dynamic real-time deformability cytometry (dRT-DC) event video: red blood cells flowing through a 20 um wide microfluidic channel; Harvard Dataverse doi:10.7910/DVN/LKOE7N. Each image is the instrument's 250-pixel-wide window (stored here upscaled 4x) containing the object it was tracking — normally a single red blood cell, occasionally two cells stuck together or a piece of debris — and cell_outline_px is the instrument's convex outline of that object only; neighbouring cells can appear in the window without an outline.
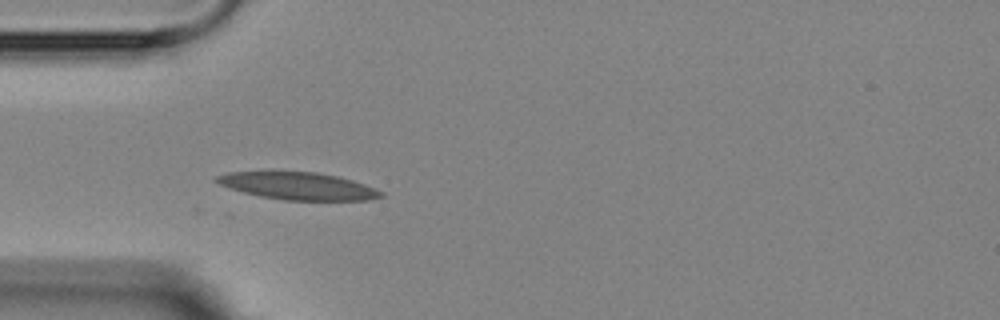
{"species": "Egyptian fruit bat (a non-hibernating species)", "species_latin": "Rousettus aegyptiacus", "temperature_condition": "room temperature", "stored_images_in_passage": 3, "camera_frame_rate_fps": 3000, "um_per_image_px": 0.085, "animal": {"sex": "female"}, "frame": {"image": 1, "passage_image": 2, "time_ms": 1.333, "image_size_px": [1000, 320], "cell_outline_px": [[384, 196], [368, 200], [284, 200], [260, 196], [244, 192], [220, 184], [212, 180], [216, 176], [228, 172], [272, 168], [316, 172], [336, 176], [352, 180], [376, 188], [384, 192]], "centroid_in_image_um": [25.26, 15.75], "position_along_channel_um": 59.7, "area_um2": 27.22}}
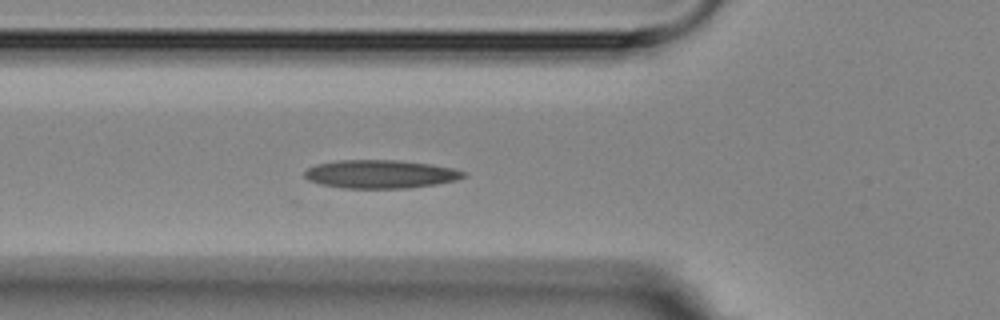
{"frame": {"image": 2, "passage_image": 3, "time_ms": 2.333, "image_size_px": [1000, 320], "cell_outline_px": [[468, 176], [456, 180], [436, 184], [408, 188], [344, 188], [320, 184], [308, 180], [304, 176], [304, 172], [308, 168], [316, 164], [336, 160], [400, 160], [432, 164], [452, 168], [468, 172]], "centroid_in_image_um": [32.36, 14.79], "position_along_channel_um": 93.4, "area_um2": 26.47}}